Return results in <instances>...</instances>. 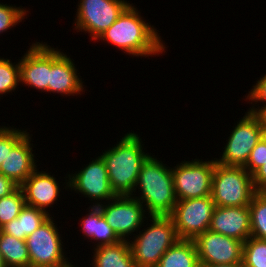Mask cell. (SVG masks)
Listing matches in <instances>:
<instances>
[{"label": "cell", "mask_w": 266, "mask_h": 267, "mask_svg": "<svg viewBox=\"0 0 266 267\" xmlns=\"http://www.w3.org/2000/svg\"><path fill=\"white\" fill-rule=\"evenodd\" d=\"M209 230L235 238L244 243L251 236L249 207L216 206L213 212Z\"/></svg>", "instance_id": "e0dca14e"}, {"label": "cell", "mask_w": 266, "mask_h": 267, "mask_svg": "<svg viewBox=\"0 0 266 267\" xmlns=\"http://www.w3.org/2000/svg\"><path fill=\"white\" fill-rule=\"evenodd\" d=\"M27 130L0 126V166L7 154L28 134Z\"/></svg>", "instance_id": "83f0119b"}, {"label": "cell", "mask_w": 266, "mask_h": 267, "mask_svg": "<svg viewBox=\"0 0 266 267\" xmlns=\"http://www.w3.org/2000/svg\"><path fill=\"white\" fill-rule=\"evenodd\" d=\"M89 212L80 221L81 231L84 237L95 242L94 247L101 245H113L121 241L112 227L106 222L101 210L95 206H89Z\"/></svg>", "instance_id": "d6986e66"}, {"label": "cell", "mask_w": 266, "mask_h": 267, "mask_svg": "<svg viewBox=\"0 0 266 267\" xmlns=\"http://www.w3.org/2000/svg\"><path fill=\"white\" fill-rule=\"evenodd\" d=\"M255 193L252 175L243 166H224L215 161L211 198L216 206H249Z\"/></svg>", "instance_id": "5b68a950"}, {"label": "cell", "mask_w": 266, "mask_h": 267, "mask_svg": "<svg viewBox=\"0 0 266 267\" xmlns=\"http://www.w3.org/2000/svg\"><path fill=\"white\" fill-rule=\"evenodd\" d=\"M49 217L50 215L45 211L25 205L19 216L6 223L0 230L17 239L25 240Z\"/></svg>", "instance_id": "44dd1931"}, {"label": "cell", "mask_w": 266, "mask_h": 267, "mask_svg": "<svg viewBox=\"0 0 266 267\" xmlns=\"http://www.w3.org/2000/svg\"><path fill=\"white\" fill-rule=\"evenodd\" d=\"M70 56L50 46L49 92L67 96L84 92L82 78ZM78 74V75H77ZM79 76V77H78Z\"/></svg>", "instance_id": "9a60e30c"}, {"label": "cell", "mask_w": 266, "mask_h": 267, "mask_svg": "<svg viewBox=\"0 0 266 267\" xmlns=\"http://www.w3.org/2000/svg\"><path fill=\"white\" fill-rule=\"evenodd\" d=\"M0 253L6 267H30L25 240L3 233L0 230Z\"/></svg>", "instance_id": "603a6c76"}, {"label": "cell", "mask_w": 266, "mask_h": 267, "mask_svg": "<svg viewBox=\"0 0 266 267\" xmlns=\"http://www.w3.org/2000/svg\"><path fill=\"white\" fill-rule=\"evenodd\" d=\"M199 259L193 240H179L159 260L156 267H198Z\"/></svg>", "instance_id": "7402d4cb"}, {"label": "cell", "mask_w": 266, "mask_h": 267, "mask_svg": "<svg viewBox=\"0 0 266 267\" xmlns=\"http://www.w3.org/2000/svg\"><path fill=\"white\" fill-rule=\"evenodd\" d=\"M27 12L29 11L25 7L0 3V34L22 22L27 16Z\"/></svg>", "instance_id": "f1b7e54d"}, {"label": "cell", "mask_w": 266, "mask_h": 267, "mask_svg": "<svg viewBox=\"0 0 266 267\" xmlns=\"http://www.w3.org/2000/svg\"><path fill=\"white\" fill-rule=\"evenodd\" d=\"M93 267H136L129 241L121 240L113 245L95 247Z\"/></svg>", "instance_id": "ffe728a7"}, {"label": "cell", "mask_w": 266, "mask_h": 267, "mask_svg": "<svg viewBox=\"0 0 266 267\" xmlns=\"http://www.w3.org/2000/svg\"><path fill=\"white\" fill-rule=\"evenodd\" d=\"M30 133H28L12 150L2 162L0 173L11 179L20 186L36 169L37 160L33 153Z\"/></svg>", "instance_id": "ac0fdd59"}, {"label": "cell", "mask_w": 266, "mask_h": 267, "mask_svg": "<svg viewBox=\"0 0 266 267\" xmlns=\"http://www.w3.org/2000/svg\"><path fill=\"white\" fill-rule=\"evenodd\" d=\"M215 207L211 196L177 201L170 216L180 240H194L209 230Z\"/></svg>", "instance_id": "30bf717a"}, {"label": "cell", "mask_w": 266, "mask_h": 267, "mask_svg": "<svg viewBox=\"0 0 266 267\" xmlns=\"http://www.w3.org/2000/svg\"><path fill=\"white\" fill-rule=\"evenodd\" d=\"M25 205L26 201L20 187L10 195L0 198V228L17 218Z\"/></svg>", "instance_id": "484cf974"}, {"label": "cell", "mask_w": 266, "mask_h": 267, "mask_svg": "<svg viewBox=\"0 0 266 267\" xmlns=\"http://www.w3.org/2000/svg\"><path fill=\"white\" fill-rule=\"evenodd\" d=\"M74 28L77 32L90 33L91 41H96L130 5L125 0H80Z\"/></svg>", "instance_id": "9c48e42d"}, {"label": "cell", "mask_w": 266, "mask_h": 267, "mask_svg": "<svg viewBox=\"0 0 266 267\" xmlns=\"http://www.w3.org/2000/svg\"><path fill=\"white\" fill-rule=\"evenodd\" d=\"M20 84L49 92L50 45L47 42H33L19 59Z\"/></svg>", "instance_id": "5bb4252c"}, {"label": "cell", "mask_w": 266, "mask_h": 267, "mask_svg": "<svg viewBox=\"0 0 266 267\" xmlns=\"http://www.w3.org/2000/svg\"><path fill=\"white\" fill-rule=\"evenodd\" d=\"M198 267H243L242 263H234V264H205L199 263Z\"/></svg>", "instance_id": "836d02e7"}, {"label": "cell", "mask_w": 266, "mask_h": 267, "mask_svg": "<svg viewBox=\"0 0 266 267\" xmlns=\"http://www.w3.org/2000/svg\"><path fill=\"white\" fill-rule=\"evenodd\" d=\"M252 87L253 88L248 92L249 94H247V96L245 97L246 101L248 99V101H252L248 103H251V105L256 104V106L257 103L262 102L263 106L260 107L258 105L257 108L251 106L250 109L247 111L254 114H259L263 109L266 108V74L261 77Z\"/></svg>", "instance_id": "f546056e"}, {"label": "cell", "mask_w": 266, "mask_h": 267, "mask_svg": "<svg viewBox=\"0 0 266 267\" xmlns=\"http://www.w3.org/2000/svg\"><path fill=\"white\" fill-rule=\"evenodd\" d=\"M149 217V227L129 240L136 267H156L165 252L180 240L171 216Z\"/></svg>", "instance_id": "277c9868"}, {"label": "cell", "mask_w": 266, "mask_h": 267, "mask_svg": "<svg viewBox=\"0 0 266 267\" xmlns=\"http://www.w3.org/2000/svg\"><path fill=\"white\" fill-rule=\"evenodd\" d=\"M20 83L19 60L16 64L11 59L0 57V96L12 93Z\"/></svg>", "instance_id": "4316f807"}, {"label": "cell", "mask_w": 266, "mask_h": 267, "mask_svg": "<svg viewBox=\"0 0 266 267\" xmlns=\"http://www.w3.org/2000/svg\"><path fill=\"white\" fill-rule=\"evenodd\" d=\"M251 220V236L266 240V196L256 192L248 206Z\"/></svg>", "instance_id": "cb8c5ba5"}, {"label": "cell", "mask_w": 266, "mask_h": 267, "mask_svg": "<svg viewBox=\"0 0 266 267\" xmlns=\"http://www.w3.org/2000/svg\"><path fill=\"white\" fill-rule=\"evenodd\" d=\"M67 175L66 178L68 180L66 179L64 183L66 184L65 189L69 188L77 193H81L86 198H90V201H94L92 206L97 207L101 204L102 200V203H105L117 196L111 188L108 171L101 156L90 161L78 173Z\"/></svg>", "instance_id": "7c38bea8"}, {"label": "cell", "mask_w": 266, "mask_h": 267, "mask_svg": "<svg viewBox=\"0 0 266 267\" xmlns=\"http://www.w3.org/2000/svg\"><path fill=\"white\" fill-rule=\"evenodd\" d=\"M215 158L209 161H182L172 168L177 201L211 196Z\"/></svg>", "instance_id": "ba28073f"}, {"label": "cell", "mask_w": 266, "mask_h": 267, "mask_svg": "<svg viewBox=\"0 0 266 267\" xmlns=\"http://www.w3.org/2000/svg\"><path fill=\"white\" fill-rule=\"evenodd\" d=\"M252 182L256 192H262L266 190V164L258 168L252 174Z\"/></svg>", "instance_id": "1f68e13d"}, {"label": "cell", "mask_w": 266, "mask_h": 267, "mask_svg": "<svg viewBox=\"0 0 266 267\" xmlns=\"http://www.w3.org/2000/svg\"><path fill=\"white\" fill-rule=\"evenodd\" d=\"M137 188L140 195L134 196ZM131 196L145 207L148 216H170L177 203L172 168L150 155L142 164Z\"/></svg>", "instance_id": "3957f363"}, {"label": "cell", "mask_w": 266, "mask_h": 267, "mask_svg": "<svg viewBox=\"0 0 266 267\" xmlns=\"http://www.w3.org/2000/svg\"><path fill=\"white\" fill-rule=\"evenodd\" d=\"M0 267H6V266H5V263H4V261H3V258H2L1 253H0Z\"/></svg>", "instance_id": "d590c367"}, {"label": "cell", "mask_w": 266, "mask_h": 267, "mask_svg": "<svg viewBox=\"0 0 266 267\" xmlns=\"http://www.w3.org/2000/svg\"><path fill=\"white\" fill-rule=\"evenodd\" d=\"M53 219L51 215L25 239L30 267H75L63 251L62 235Z\"/></svg>", "instance_id": "8992f818"}, {"label": "cell", "mask_w": 266, "mask_h": 267, "mask_svg": "<svg viewBox=\"0 0 266 267\" xmlns=\"http://www.w3.org/2000/svg\"><path fill=\"white\" fill-rule=\"evenodd\" d=\"M137 133L124 134L114 146L100 154L105 162L109 182L116 195H132L142 164L151 155L146 153ZM144 149V150H143Z\"/></svg>", "instance_id": "7a4b0ae2"}, {"label": "cell", "mask_w": 266, "mask_h": 267, "mask_svg": "<svg viewBox=\"0 0 266 267\" xmlns=\"http://www.w3.org/2000/svg\"><path fill=\"white\" fill-rule=\"evenodd\" d=\"M19 186L0 173V198L10 195Z\"/></svg>", "instance_id": "d6a6232c"}, {"label": "cell", "mask_w": 266, "mask_h": 267, "mask_svg": "<svg viewBox=\"0 0 266 267\" xmlns=\"http://www.w3.org/2000/svg\"><path fill=\"white\" fill-rule=\"evenodd\" d=\"M243 267H266V240L250 236L243 243Z\"/></svg>", "instance_id": "d4e9b609"}, {"label": "cell", "mask_w": 266, "mask_h": 267, "mask_svg": "<svg viewBox=\"0 0 266 267\" xmlns=\"http://www.w3.org/2000/svg\"><path fill=\"white\" fill-rule=\"evenodd\" d=\"M37 168L19 187L22 189L26 205L47 210L57 203L61 188L54 175Z\"/></svg>", "instance_id": "2e32d148"}, {"label": "cell", "mask_w": 266, "mask_h": 267, "mask_svg": "<svg viewBox=\"0 0 266 267\" xmlns=\"http://www.w3.org/2000/svg\"><path fill=\"white\" fill-rule=\"evenodd\" d=\"M140 14L138 8L130 4L97 41L113 44L115 48L124 50V53L133 57L146 58L165 53L167 47L158 34V30L146 22Z\"/></svg>", "instance_id": "6da1fadb"}, {"label": "cell", "mask_w": 266, "mask_h": 267, "mask_svg": "<svg viewBox=\"0 0 266 267\" xmlns=\"http://www.w3.org/2000/svg\"><path fill=\"white\" fill-rule=\"evenodd\" d=\"M262 138L266 141V132H263Z\"/></svg>", "instance_id": "8d00e7d4"}, {"label": "cell", "mask_w": 266, "mask_h": 267, "mask_svg": "<svg viewBox=\"0 0 266 267\" xmlns=\"http://www.w3.org/2000/svg\"><path fill=\"white\" fill-rule=\"evenodd\" d=\"M193 241L196 246L199 263H242V241L210 230L201 233Z\"/></svg>", "instance_id": "4fadbf2b"}, {"label": "cell", "mask_w": 266, "mask_h": 267, "mask_svg": "<svg viewBox=\"0 0 266 267\" xmlns=\"http://www.w3.org/2000/svg\"><path fill=\"white\" fill-rule=\"evenodd\" d=\"M233 130L222 156L215 158V161L224 166H244L249 158L250 152L262 139L264 132L261 118L258 114L245 112Z\"/></svg>", "instance_id": "52a82bcc"}, {"label": "cell", "mask_w": 266, "mask_h": 267, "mask_svg": "<svg viewBox=\"0 0 266 267\" xmlns=\"http://www.w3.org/2000/svg\"><path fill=\"white\" fill-rule=\"evenodd\" d=\"M266 164V141L262 138L250 152L246 164L243 166L251 175Z\"/></svg>", "instance_id": "4dcf8cb0"}, {"label": "cell", "mask_w": 266, "mask_h": 267, "mask_svg": "<svg viewBox=\"0 0 266 267\" xmlns=\"http://www.w3.org/2000/svg\"><path fill=\"white\" fill-rule=\"evenodd\" d=\"M97 207L121 240L129 241L133 232H137L144 226L142 225L145 224L143 222L148 220L145 216V214H148L145 213V207L131 195H117Z\"/></svg>", "instance_id": "8fae6325"}, {"label": "cell", "mask_w": 266, "mask_h": 267, "mask_svg": "<svg viewBox=\"0 0 266 267\" xmlns=\"http://www.w3.org/2000/svg\"><path fill=\"white\" fill-rule=\"evenodd\" d=\"M258 115L261 118L264 132H266V108L263 109Z\"/></svg>", "instance_id": "e575fe53"}]
</instances>
